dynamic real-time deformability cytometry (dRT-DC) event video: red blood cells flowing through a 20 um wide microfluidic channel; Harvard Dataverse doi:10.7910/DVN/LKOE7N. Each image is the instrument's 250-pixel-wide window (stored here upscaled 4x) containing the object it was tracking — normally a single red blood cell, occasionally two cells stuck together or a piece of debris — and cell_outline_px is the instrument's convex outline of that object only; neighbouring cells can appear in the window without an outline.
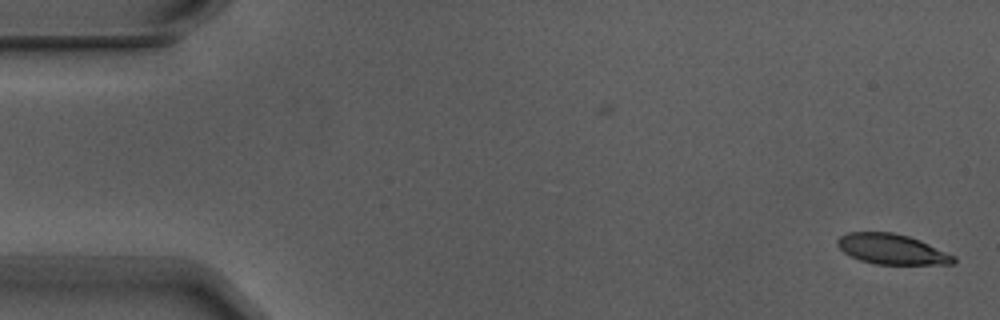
{"species": "Egyptian fruit bat (a non-hibernating species)", "species_latin": "Rousettus aegyptiacus", "temperature_condition": "warm", "stored_images_in_passage": 2, "camera_frame_rate_fps": 3000, "um_per_image_px": 0.085, "animal": {"sex": "male"}, "frame": {"image": 1, "passage_image": 2, "time_ms": 0.333, "image_size_px": [1000, 320], "cell_outline_px": [[956, 260], [952, 264], [876, 264], [860, 260], [844, 252], [836, 244], [836, 240], [840, 236], [848, 232], [892, 232], [908, 236], [920, 240], [956, 256]], "centroid_in_image_um": [75.81, 21.17], "position_along_channel_um": 9.2, "area_um2": 20.4}}